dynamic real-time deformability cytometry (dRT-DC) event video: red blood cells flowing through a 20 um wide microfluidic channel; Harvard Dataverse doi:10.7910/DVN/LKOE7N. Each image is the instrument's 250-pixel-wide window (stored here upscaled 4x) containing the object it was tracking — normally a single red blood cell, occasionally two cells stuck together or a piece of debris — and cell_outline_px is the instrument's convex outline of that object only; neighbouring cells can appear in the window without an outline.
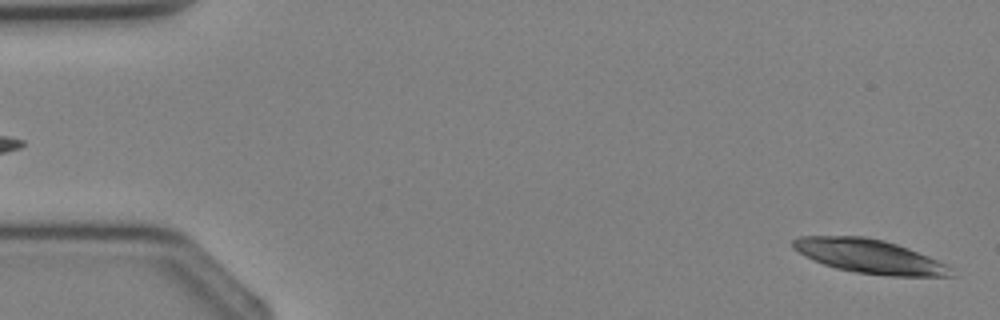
{"species": "Egyptian fruit bat (a non-hibernating species)", "species_latin": "Rousettus aegyptiacus", "temperature_condition": "cold", "stored_images_in_passage": 4, "camera_frame_rate_fps": 3000, "um_per_image_px": 0.085, "animal": {"sex": "female"}, "frame": {"image": 1, "passage_image": 4, "time_ms": 3.667, "image_size_px": [1000, 320], "cell_outline_px": [[956, 276], [888, 276], [856, 272], [836, 268], [824, 264], [804, 256], [792, 248], [792, 240], [800, 236], [864, 236], [884, 240], [908, 248], [948, 264], [952, 268]], "centroid_in_image_um": [73.92, 21.79], "position_along_channel_um": 11.1, "area_um2": 31.33}}